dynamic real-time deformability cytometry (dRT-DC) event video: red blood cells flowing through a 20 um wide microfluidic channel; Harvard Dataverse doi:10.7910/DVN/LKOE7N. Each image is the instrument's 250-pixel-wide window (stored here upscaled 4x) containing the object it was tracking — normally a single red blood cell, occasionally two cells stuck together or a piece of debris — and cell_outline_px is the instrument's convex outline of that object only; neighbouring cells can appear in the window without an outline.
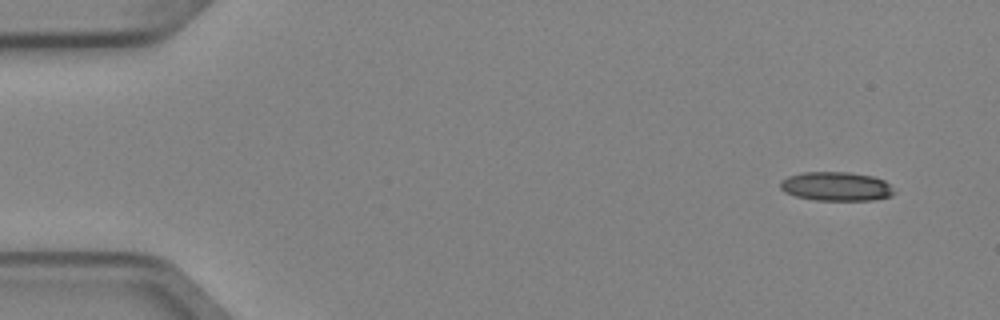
{"species": "Egyptian fruit bat (a non-hibernating species)", "species_latin": "Rousettus aegyptiacus", "temperature_condition": "cold", "stored_images_in_passage": 4, "camera_frame_rate_fps": 3000, "um_per_image_px": 0.085, "animal": {"sex": "female"}, "frame": {"image": 1, "passage_image": 1, "time_ms": 0.0, "image_size_px": [1000, 320], "cell_outline_px": [[896, 192], [892, 196], [872, 200], [816, 200], [796, 196], [784, 192], [780, 188], [780, 180], [788, 176], [804, 172], [848, 172], [872, 176], [884, 180]], "centroid_in_image_um": [71.07, 15.84], "position_along_channel_um": 13.9, "area_um2": 19.25}}
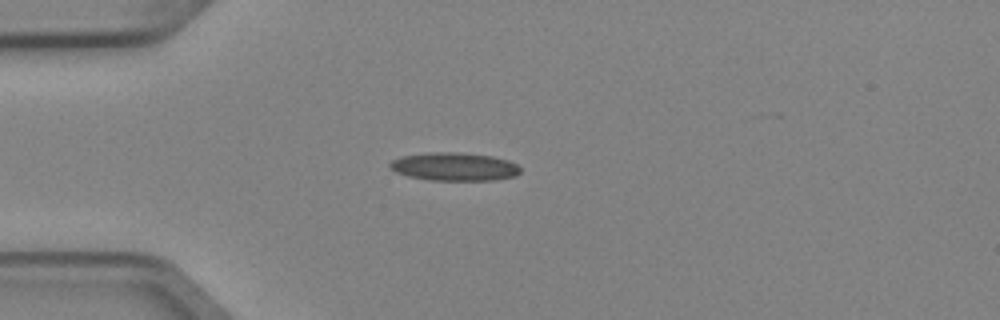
{"frame": {"image": 2, "passage_image": 4, "time_ms": 1.0, "image_size_px": [1000, 320], "cell_outline_px": [[520, 172], [516, 176], [496, 180], [432, 180], [408, 176], [396, 172], [388, 164], [392, 160], [400, 156], [432, 152], [460, 152], [492, 156], [508, 160], [516, 164], [520, 168]], "centroid_in_image_um": [38.63, 14.16], "position_along_channel_um": 46.4, "area_um2": 21.44}}